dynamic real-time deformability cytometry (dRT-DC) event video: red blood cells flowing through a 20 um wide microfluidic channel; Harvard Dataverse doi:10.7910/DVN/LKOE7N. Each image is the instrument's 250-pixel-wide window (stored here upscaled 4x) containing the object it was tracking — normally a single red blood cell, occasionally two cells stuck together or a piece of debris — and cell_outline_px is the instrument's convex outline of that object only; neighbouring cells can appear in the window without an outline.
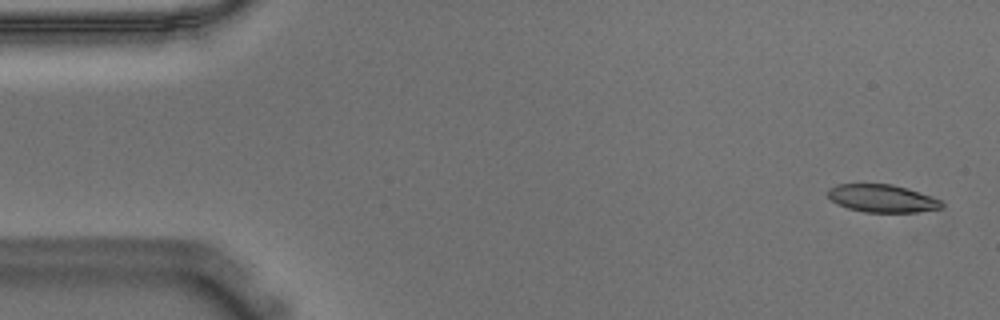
{"species": "Egyptian fruit bat (a non-hibernating species)", "species_latin": "Rousettus aegyptiacus", "temperature_condition": "warm", "stored_images_in_passage": 54, "camera_frame_rate_fps": 3000, "um_per_image_px": 0.085, "animal": {"sex": "male"}, "frame": {"image": 1, "passage_image": 2, "time_ms": 0.333, "image_size_px": [1000, 320], "cell_outline_px": [[944, 204], [940, 208], [916, 212], [864, 212], [848, 208], [836, 204], [828, 196], [828, 188], [836, 184], [892, 184], [908, 188], [940, 200]], "centroid_in_image_um": [74.94, 16.86], "position_along_channel_um": 10.1, "area_um2": 18.32}}
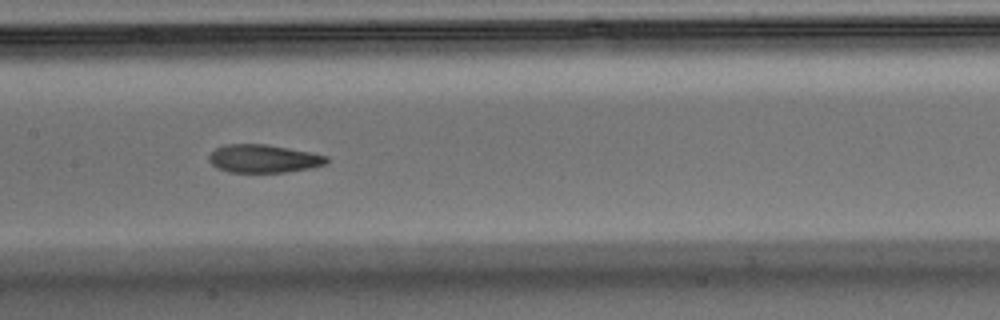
{"frame": {"image": 2, "passage_image": 26, "time_ms": 8.333, "image_size_px": [1000, 320], "cell_outline_px": [[328, 160], [324, 164], [312, 168], [288, 172], [228, 172], [216, 168], [208, 160], [208, 156], [216, 148], [228, 144], [264, 144], [312, 152], [328, 156]], "centroid_in_image_um": [22.4, 13.49], "position_along_channel_um": 185.0, "area_um2": 19.31}}
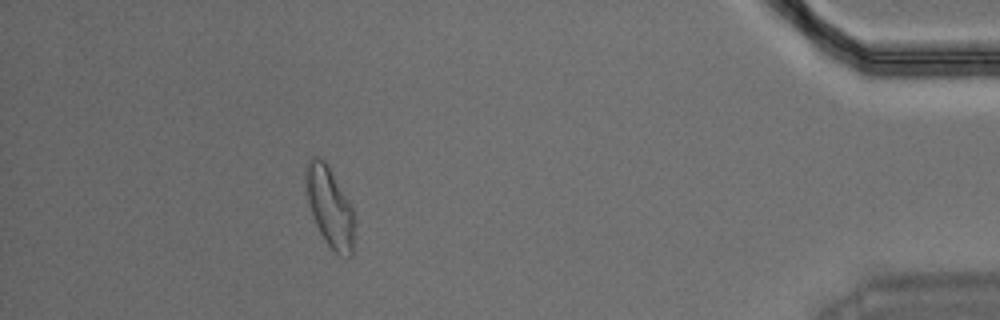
{"frame": {"image": 3, "passage_image": 49, "time_ms": 16.0, "image_size_px": [1000, 320], "cell_outline_px": [[356, 244], [352, 256], [340, 256], [324, 240], [316, 224], [308, 200], [304, 180], [304, 168], [308, 160], [312, 156], [316, 156], [324, 160], [328, 164], [352, 208], [356, 224]], "centroid_in_image_um": [28.06, 17.61], "position_along_channel_um": 407.1, "area_um2": 23.12}, "authors_computed_cell_mechanics": {"area_um2": 20.0855, "velocity_mm_per_s": 3.6308, "shape_relaxation_time_tau1_ms": 8.5798, "shape_relaxation_time_tau2_ms": 2.7405, "deformation_change_tau1": 0.2437, "deformation_change_tau2": 0.094}}